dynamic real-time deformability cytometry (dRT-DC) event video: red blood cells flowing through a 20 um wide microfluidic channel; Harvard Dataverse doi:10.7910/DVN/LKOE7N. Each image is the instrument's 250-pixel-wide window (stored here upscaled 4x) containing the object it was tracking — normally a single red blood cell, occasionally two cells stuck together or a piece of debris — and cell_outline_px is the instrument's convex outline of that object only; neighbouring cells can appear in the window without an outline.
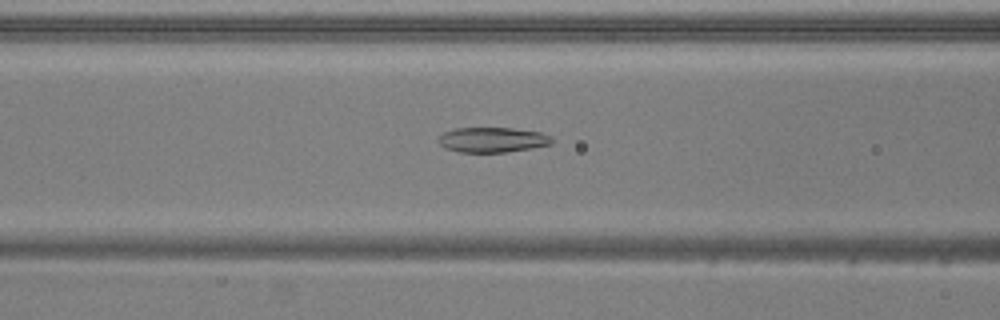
{"species": "common noctule bat (a hibernating species)", "species_latin": "Nyctalus noctula", "temperature_condition": "warm", "stored_images_in_passage": 43, "camera_frame_rate_fps": 3000, "um_per_image_px": 0.085, "animal": {"sex": "male", "body_mass_g": 20.5, "forearm_length_mm": 52.5}, "frame": {"image": 1, "passage_image": 12, "time_ms": 3.667, "image_size_px": [1000, 320], "cell_outline_px": [[552, 144], [532, 148], [508, 152], [460, 152], [444, 148], [436, 140], [444, 132], [456, 128], [512, 128], [540, 132], [552, 136]], "centroid_in_image_um": [41.86, 11.88], "position_along_channel_um": 124.7, "area_um2": 16.65}}
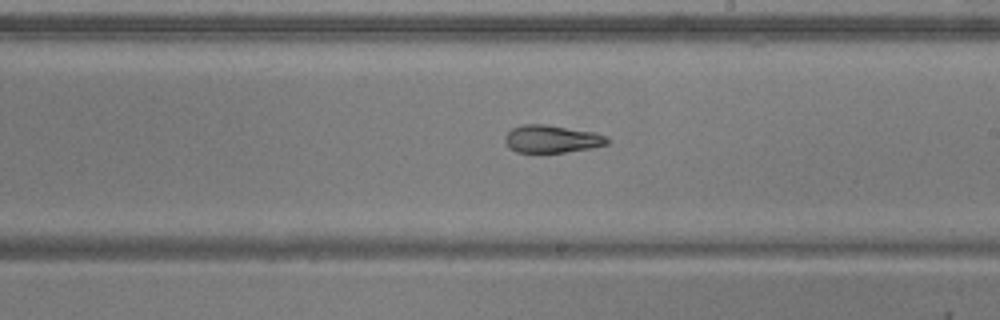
{"frame": {"image": 2, "passage_image": 21, "time_ms": 6.667, "image_size_px": [1000, 320], "cell_outline_px": [[608, 144], [592, 148], [564, 152], [516, 152], [508, 148], [504, 140], [504, 136], [512, 128], [524, 124], [544, 124], [596, 132], [608, 136]], "centroid_in_image_um": [46.9, 11.81], "position_along_channel_um": 242.1, "area_um2": 16.59}}
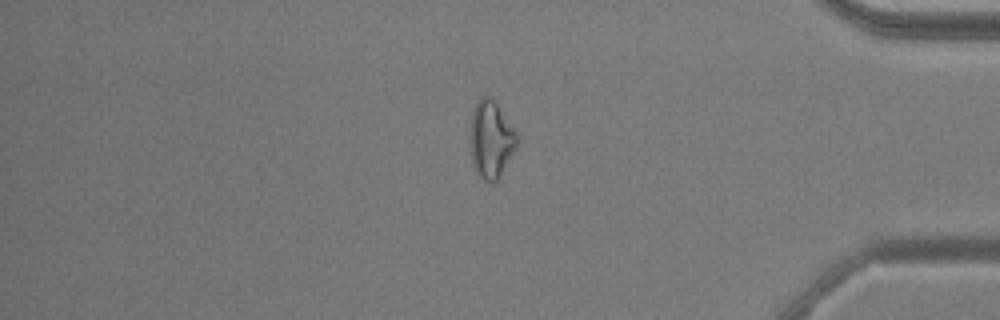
{"frame": {"image": 3, "passage_image": 35, "time_ms": 11.333, "image_size_px": [1000, 320], "cell_outline_px": [[516, 148], [500, 176], [492, 184], [484, 180], [476, 172], [472, 164], [472, 112], [476, 100], [480, 96], [488, 96], [496, 104], [516, 132]], "centroid_in_image_um": [41.73, 11.87], "position_along_channel_um": 393.5, "area_um2": 20.4}, "authors_computed_cell_mechanics": {"area_um2": 18.8428, "velocity_mm_per_s": 3.9129, "shape_relaxation_time_tau1_ms": null, "shape_relaxation_time_tau2_ms": 3.0882, "deformation_change_tau1": null, "deformation_change_tau2": 0.1112}}